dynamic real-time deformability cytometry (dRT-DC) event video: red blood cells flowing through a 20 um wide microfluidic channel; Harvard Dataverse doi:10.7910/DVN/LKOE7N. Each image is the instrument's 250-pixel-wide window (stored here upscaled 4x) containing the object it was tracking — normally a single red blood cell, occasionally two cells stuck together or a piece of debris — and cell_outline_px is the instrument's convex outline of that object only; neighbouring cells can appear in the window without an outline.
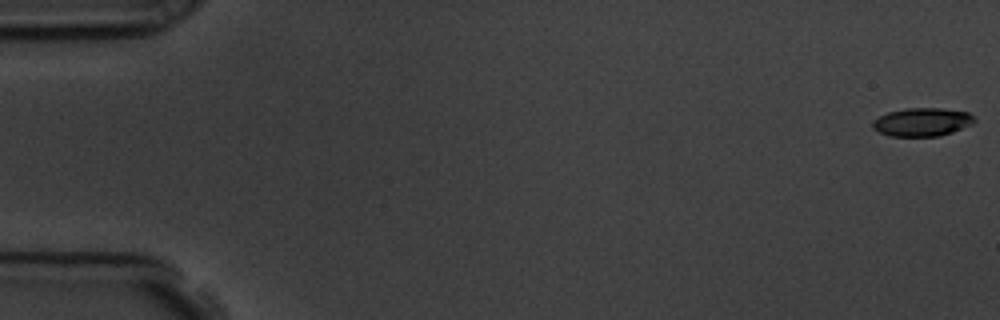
{"species": "common noctule bat (a hibernating species)", "species_latin": "Nyctalus noctula", "temperature_condition": "room temperature", "stored_images_in_passage": 57, "camera_frame_rate_fps": 3000, "um_per_image_px": 0.085, "animal": {"sex": "male", "body_mass_g": 19.5, "forearm_length_mm": 54.6}, "frame": {"image": 1, "passage_image": 1, "time_ms": 0.0, "image_size_px": [1000, 320], "cell_outline_px": [[976, 120], [972, 124], [952, 132], [940, 136], [888, 136], [872, 128], [872, 120], [888, 112], [904, 108], [940, 108], [968, 112]], "centroid_in_image_um": [78.36, 10.37], "position_along_channel_um": 6.6, "area_um2": 16.82}}
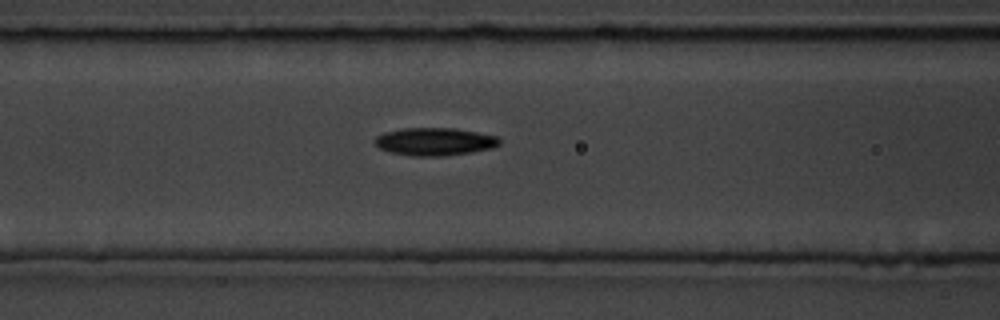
{"frame": {"image": 2, "passage_image": 24, "time_ms": 7.667, "image_size_px": [1000, 320], "cell_outline_px": [[500, 144], [492, 148], [472, 152], [444, 156], [412, 156], [392, 152], [380, 148], [372, 140], [376, 136], [384, 132], [404, 128], [456, 128], [496, 136], [500, 140]], "centroid_in_image_um": [36.94, 12.03], "position_along_channel_um": 129.7, "area_um2": 20.17}}
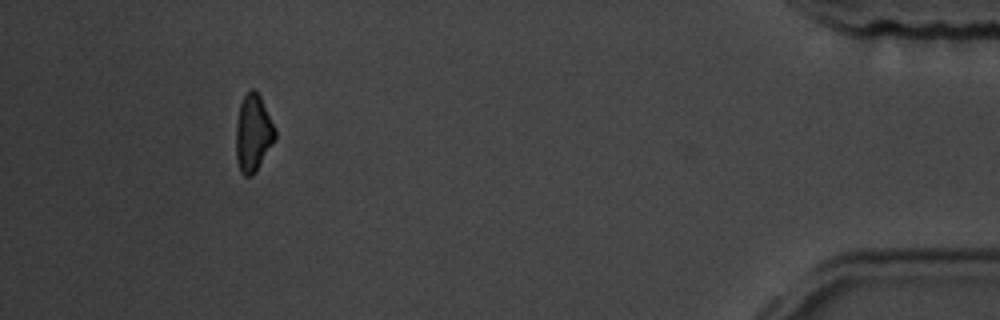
{"frame": {"image": 3, "passage_image": 53, "time_ms": 17.333, "image_size_px": [1000, 320], "cell_outline_px": [[276, 136], [256, 172], [252, 176], [244, 176], [240, 172], [236, 160], [236, 124], [240, 104], [244, 96], [252, 88], [256, 88], [276, 128]], "centroid_in_image_um": [21.51, 11.32], "position_along_channel_um": 413.7, "area_um2": 17.63}, "authors_computed_cell_mechanics": {"area_um2": 18.6694, "velocity_mm_per_s": 3.6004, "shape_relaxation_time_tau1_ms": 6.9056, "shape_relaxation_time_tau2_ms": null, "deformation_change_tau1": 0.1569, "deformation_change_tau2": null}}